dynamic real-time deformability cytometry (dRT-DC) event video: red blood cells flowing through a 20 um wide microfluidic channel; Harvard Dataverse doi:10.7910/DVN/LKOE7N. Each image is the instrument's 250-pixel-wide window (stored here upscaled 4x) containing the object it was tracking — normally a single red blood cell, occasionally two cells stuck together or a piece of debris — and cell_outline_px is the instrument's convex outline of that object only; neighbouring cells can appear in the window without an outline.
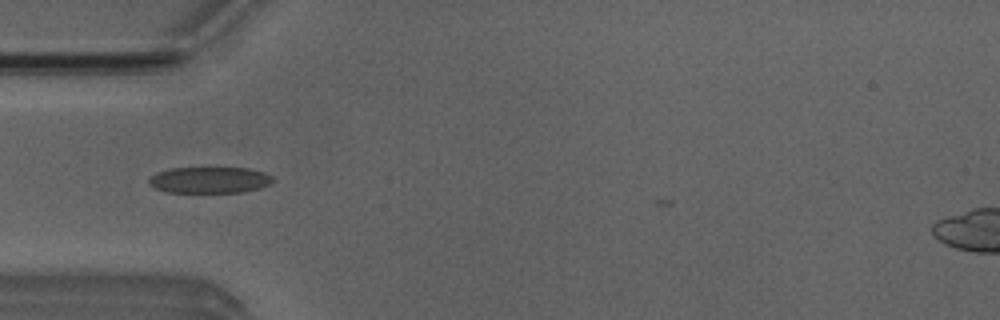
{"species": "Egyptian fruit bat (a non-hibernating species)", "species_latin": "Rousettus aegyptiacus", "temperature_condition": "room temperature", "stored_images_in_passage": 37, "camera_frame_rate_fps": 3000, "um_per_image_px": 0.085, "animal": {"sex": "male"}, "frame": {"image": 1, "passage_image": 1, "time_ms": 0.0, "image_size_px": [1000, 320], "cell_outline_px": [[276, 180], [272, 184], [260, 188], [244, 192], [168, 192], [156, 188], [148, 184], [148, 180], [156, 172], [172, 168], [248, 168], [264, 172], [272, 176]], "centroid_in_image_um": [17.86, 15.3], "position_along_channel_um": 67.1, "area_um2": 19.07}}
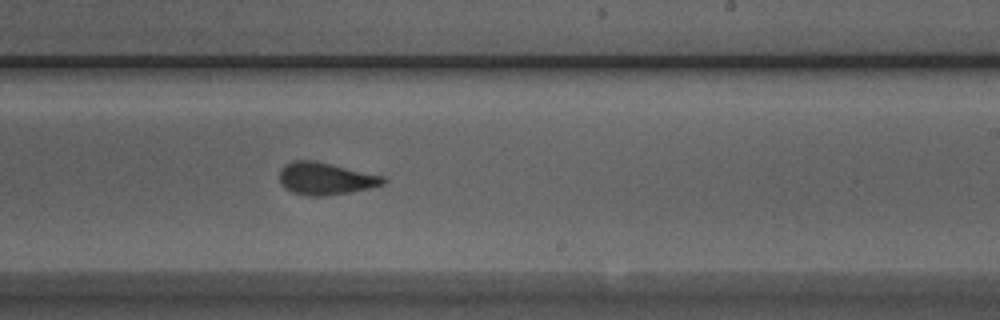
{"frame": {"image": 2, "passage_image": 16, "time_ms": 5.0, "image_size_px": [1000, 320], "cell_outline_px": [[388, 180], [384, 184], [368, 188], [348, 192], [324, 196], [308, 196], [292, 192], [284, 188], [280, 184], [280, 168], [284, 164], [292, 160], [316, 160], [384, 176]], "centroid_in_image_um": [27.64, 15.17], "position_along_channel_um": 261.4, "area_um2": 19.71}}
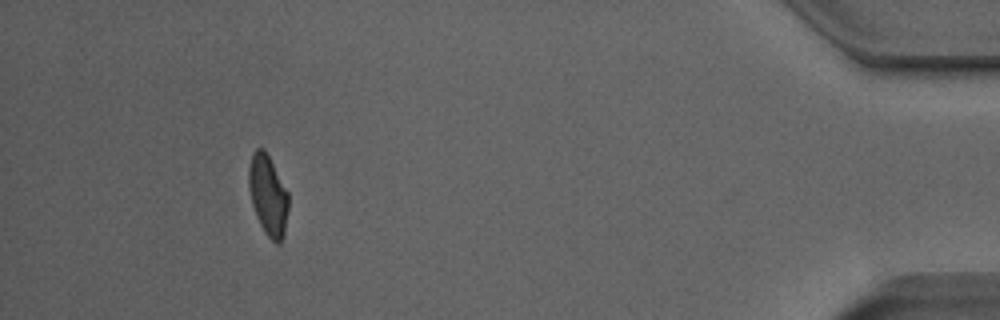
{"frame": {"image": 3, "passage_image": 33, "time_ms": 10.667, "image_size_px": [1000, 320], "cell_outline_px": [[288, 208], [284, 236], [280, 244], [276, 244], [264, 232], [256, 216], [252, 204], [248, 184], [248, 168], [252, 152], [256, 148], [264, 148], [288, 192]], "centroid_in_image_um": [22.77, 16.6], "position_along_channel_um": 412.4, "area_um2": 18.67}, "authors_computed_cell_mechanics": {"area_um2": 19.3052, "velocity_mm_per_s": 3.8706, "shape_relaxation_time_tau1_ms": 5.8061, "shape_relaxation_time_tau2_ms": 1.6164, "deformation_change_tau1": 0.1497, "deformation_change_tau2": 0.0686}}